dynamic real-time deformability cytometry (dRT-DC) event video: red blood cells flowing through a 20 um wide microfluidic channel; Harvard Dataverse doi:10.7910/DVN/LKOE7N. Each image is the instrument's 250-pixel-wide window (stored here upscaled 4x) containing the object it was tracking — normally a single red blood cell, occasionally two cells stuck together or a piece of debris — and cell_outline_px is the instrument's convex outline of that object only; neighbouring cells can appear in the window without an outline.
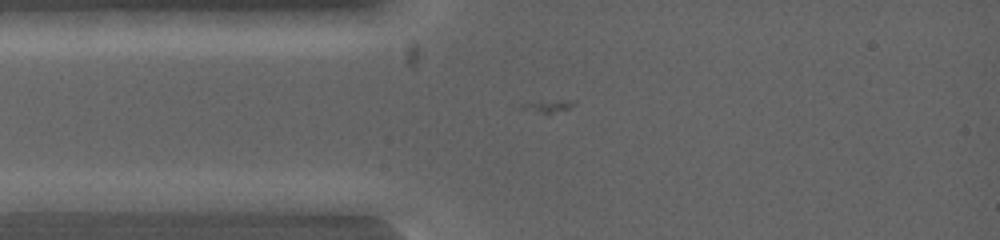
{"species": "common noctule bat (a hibernating species)", "species_latin": "Nyctalus noctula", "temperature_condition": "warm", "stored_images_in_passage": 6, "camera_frame_rate_fps": 5000, "um_per_image_px": 0.085, "animal": {"sex": "female", "body_mass_g": 19.0, "forearm_length_mm": 53.3}, "frame": {"image": 1, "passage_image": 4, "time_ms": 0.8, "image_size_px": [1000, 240], "cell_outline_px": [[124, 200], [88, 212], [16, 212], [16, 204], [20, 200], [80, 192], [104, 192]], "centroid_in_image_um": [5.76, 17.24], "position_along_channel_um": 79.2, "area_um2": 11.44}}